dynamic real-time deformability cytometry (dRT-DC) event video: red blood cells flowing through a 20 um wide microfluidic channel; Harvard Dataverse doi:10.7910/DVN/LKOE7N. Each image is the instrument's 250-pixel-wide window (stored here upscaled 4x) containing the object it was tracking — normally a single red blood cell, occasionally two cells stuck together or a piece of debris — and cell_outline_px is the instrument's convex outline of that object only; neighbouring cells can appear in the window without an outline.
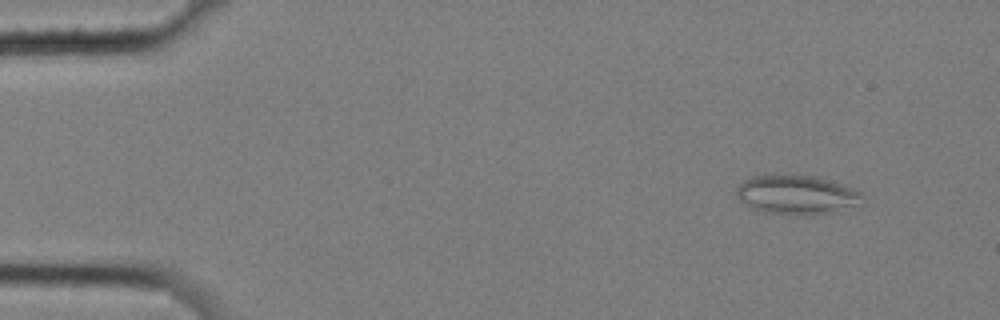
{"species": "common noctule bat (a hibernating species)", "species_latin": "Nyctalus noctula", "temperature_condition": "cold", "stored_images_in_passage": 8, "camera_frame_rate_fps": 3000, "um_per_image_px": 0.085, "animal": {"sex": "female", "body_mass_g": 25.1}, "frame": {"image": 1, "passage_image": 1, "time_ms": 0.0, "image_size_px": [1000, 320], "cell_outline_px": [[864, 196], [852, 204], [832, 212], [764, 212], [752, 208], [740, 200], [736, 196], [736, 188], [744, 180], [752, 176], [812, 176], [828, 180], [852, 188], [860, 192]], "centroid_in_image_um": [67.61, 16.51], "position_along_channel_um": 17.4, "area_um2": 26.88}}
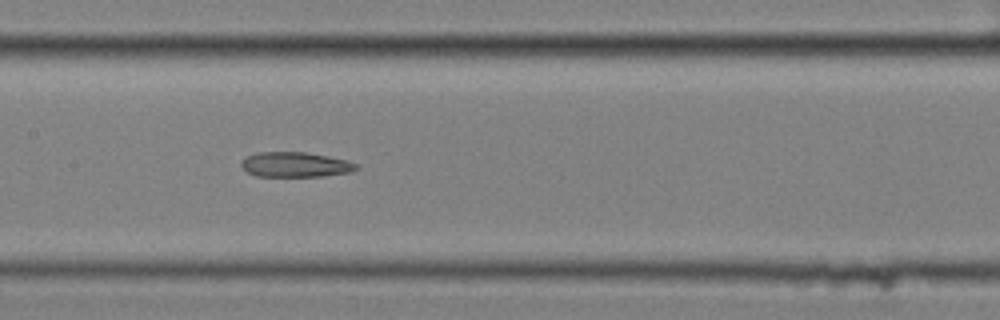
{"frame": {"image": 2, "passage_image": 7, "time_ms": 2.0, "image_size_px": [1000, 320], "cell_outline_px": [[360, 168], [352, 172], [320, 176], [256, 176], [248, 172], [240, 164], [248, 156], [256, 152], [304, 152], [328, 156], [348, 160], [356, 164]], "centroid_in_image_um": [25.15, 13.99], "position_along_channel_um": 182.3, "area_um2": 16.65}}
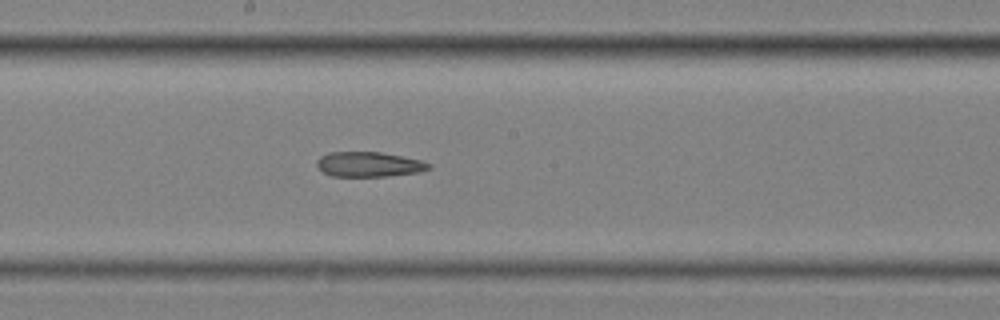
{"frame": {"image": 3, "passage_image": 8, "time_ms": 2.333, "image_size_px": [1000, 320], "cell_outline_px": [[432, 168], [420, 172], [388, 176], [332, 176], [324, 172], [316, 164], [316, 160], [320, 156], [328, 152], [380, 152], [420, 160], [432, 164]], "centroid_in_image_um": [31.37, 13.97], "position_along_channel_um": 216.8, "area_um2": 16.24}}